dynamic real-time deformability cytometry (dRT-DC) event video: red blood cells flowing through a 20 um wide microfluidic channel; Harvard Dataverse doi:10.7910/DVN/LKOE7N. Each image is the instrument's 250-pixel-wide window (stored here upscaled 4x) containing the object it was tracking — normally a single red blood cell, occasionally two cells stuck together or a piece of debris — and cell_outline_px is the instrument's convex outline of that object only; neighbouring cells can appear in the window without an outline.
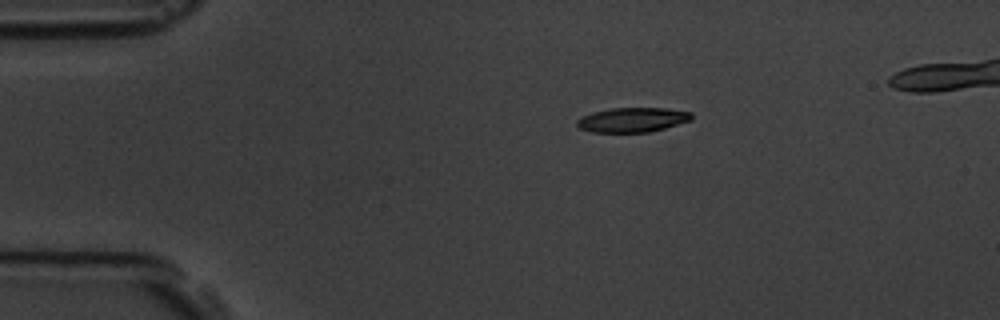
{"species": "common noctule bat (a hibernating species)", "species_latin": "Nyctalus noctula", "temperature_condition": "room temperature", "stored_images_in_passage": 13, "camera_frame_rate_fps": 3000, "um_per_image_px": 0.085, "animal": {"sex": "male", "body_mass_g": 19.5, "forearm_length_mm": 54.6}, "frame": {"image": 1, "passage_image": 1, "time_ms": 0.0, "image_size_px": [1000, 320], "cell_outline_px": [[692, 120], [664, 128], [648, 132], [592, 132], [580, 128], [576, 124], [576, 120], [580, 116], [592, 112], [612, 108], [664, 108], [692, 112]], "centroid_in_image_um": [53.73, 10.18], "position_along_channel_um": 31.3, "area_um2": 16.42}}
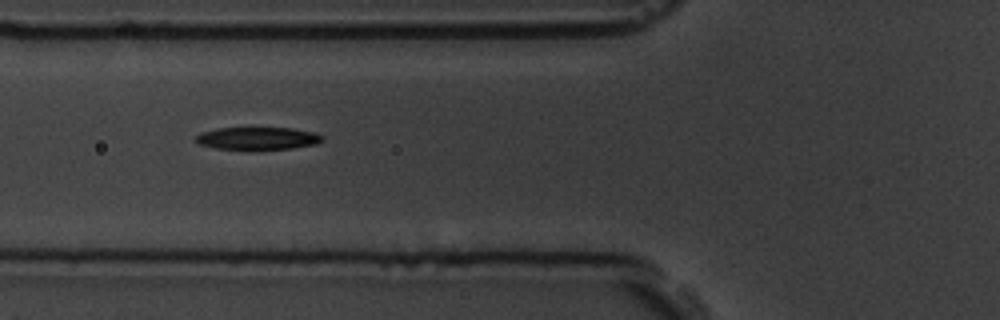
{"frame": {"image": 2, "passage_image": 4, "time_ms": 3.333, "image_size_px": [1000, 320], "cell_outline_px": [[324, 140], [316, 144], [292, 148], [252, 152], [216, 148], [200, 144], [196, 140], [196, 136], [200, 132], [216, 128], [292, 128], [316, 132], [324, 136]], "centroid_in_image_um": [21.93, 11.79], "position_along_channel_um": 103.9, "area_um2": 17.4}}
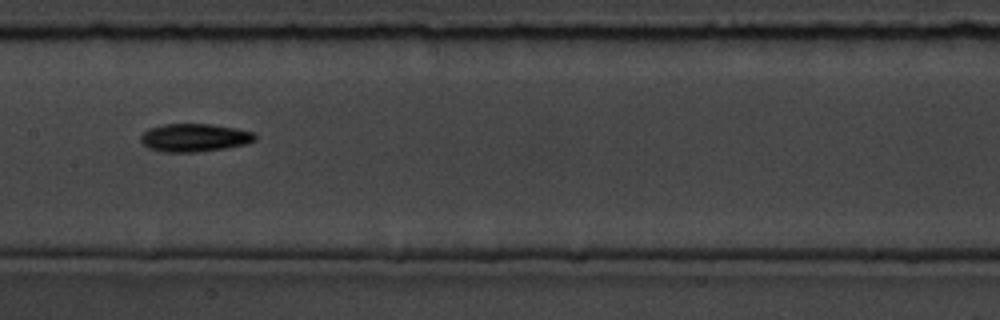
{"frame": {"image": 3, "passage_image": 6, "time_ms": 5.667, "image_size_px": [1000, 320], "cell_outline_px": [[256, 140], [248, 144], [224, 148], [196, 152], [160, 152], [148, 148], [140, 140], [140, 136], [148, 128], [164, 124], [208, 124], [236, 128], [252, 132], [256, 136]], "centroid_in_image_um": [16.51, 11.7], "position_along_channel_um": 190.9, "area_um2": 18.73}, "authors_computed_cell_mechanics": {"area_um2": 17.3978, "velocity_mm_per_s": 3.7229, "shape_relaxation_time_tau1_ms": 3.4104, "shape_relaxation_time_tau2_ms": 10.6582, "deformation_change_tau1": 0.1395, "deformation_change_tau2": 0.1669}}